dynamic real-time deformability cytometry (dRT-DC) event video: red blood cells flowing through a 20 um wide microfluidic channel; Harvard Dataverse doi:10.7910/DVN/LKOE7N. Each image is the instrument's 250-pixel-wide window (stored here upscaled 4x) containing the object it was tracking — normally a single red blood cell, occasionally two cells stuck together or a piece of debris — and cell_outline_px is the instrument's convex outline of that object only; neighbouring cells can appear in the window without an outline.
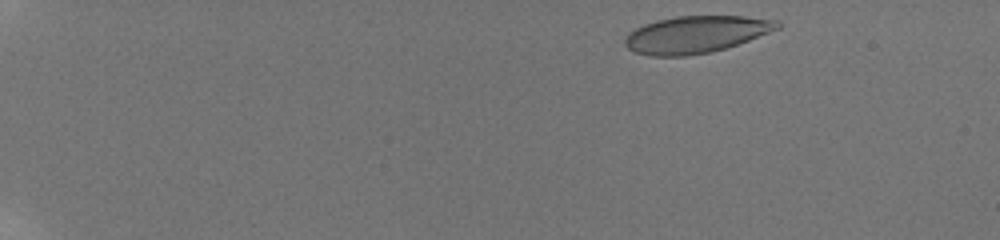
{"species": "human", "species_latin": "Homo sapiens", "temperature_condition": "room temperature", "stored_images_in_passage": 51, "camera_frame_rate_fps": 3000, "um_per_image_px": 0.085, "donor": {"sex": "male"}, "frame": {"image": 1, "passage_image": 3, "time_ms": 0.667, "image_size_px": [1000, 240], "cell_outline_px": [[784, 24], [780, 28], [748, 40], [712, 52], [688, 56], [648, 56], [636, 52], [628, 48], [624, 44], [624, 40], [628, 32], [644, 24], [656, 20], [676, 16], [744, 16], [780, 20]], "centroid_in_image_um": [59.16, 2.92], "position_along_channel_um": 25.8, "area_um2": 33.06}}
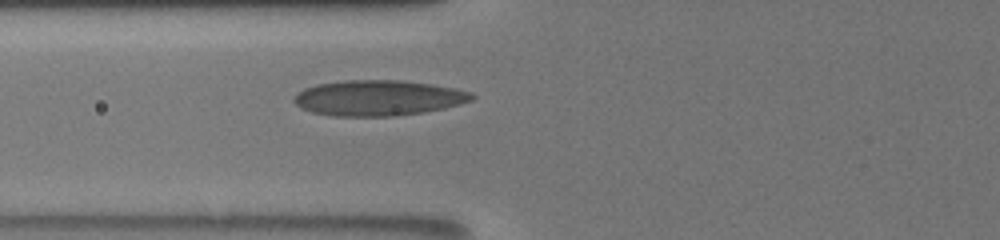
{"frame": {"image": 2, "passage_image": 20, "time_ms": 6.333, "image_size_px": [1000, 240], "cell_outline_px": [[476, 96], [472, 100], [460, 104], [444, 108], [424, 112], [392, 116], [332, 116], [312, 112], [300, 108], [292, 100], [304, 88], [316, 84], [344, 80], [396, 80], [432, 84], [456, 88], [472, 92]], "centroid_in_image_um": [32.16, 8.32], "position_along_channel_um": 93.6, "area_um2": 36.88}}
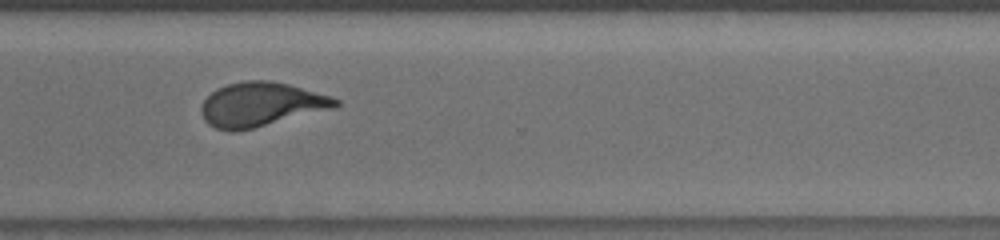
{"frame": {"image": 3, "passage_image": 40, "time_ms": 13.0, "image_size_px": [1000, 240], "cell_outline_px": [[340, 104], [332, 108], [252, 128], [232, 132], [216, 128], [208, 124], [204, 120], [200, 112], [200, 108], [204, 100], [216, 88], [228, 84], [244, 80], [268, 80], [288, 84], [332, 96], [340, 100]], "centroid_in_image_um": [22.14, 8.86], "position_along_channel_um": 348.5, "area_um2": 34.22}, "authors_computed_cell_mechanics": {"area_um2": 34.1598, "velocity_mm_per_s": 3.8224, "shape_relaxation_time_tau1_ms": 5.6994, "shape_relaxation_time_tau2_ms": 1.2079, "deformation_change_tau1": 0.1937, "deformation_change_tau2": 0.0716}}